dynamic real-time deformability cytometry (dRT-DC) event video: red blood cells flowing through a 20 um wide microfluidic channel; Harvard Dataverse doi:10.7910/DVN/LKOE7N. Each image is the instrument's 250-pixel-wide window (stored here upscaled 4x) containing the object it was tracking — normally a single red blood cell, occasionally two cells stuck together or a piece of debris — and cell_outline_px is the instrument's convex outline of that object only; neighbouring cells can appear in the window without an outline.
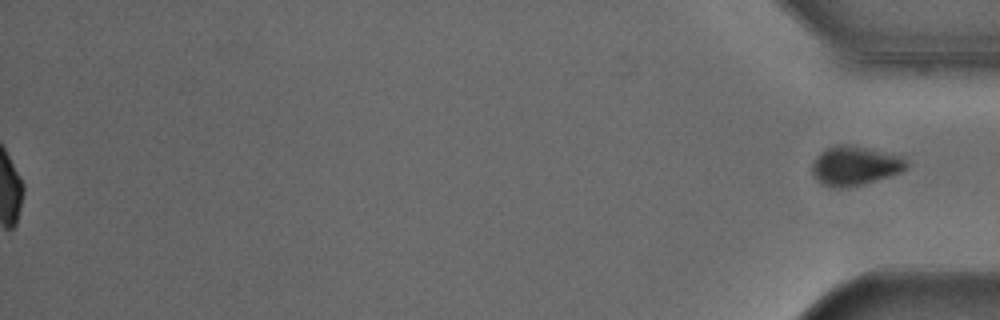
{"species": "Egyptian fruit bat (a non-hibernating species)", "species_latin": "Rousettus aegyptiacus", "temperature_condition": "cold", "stored_images_in_passage": 40, "segment_of_instrument_passage": [2, 2], "camera_frame_rate_fps": 3000, "um_per_image_px": 0.085, "animal": {"sex": "male"}, "frame": {"image": 1, "passage_image": 40, "time_ms": 13.0, "image_size_px": [1000, 320], "cell_outline_px": [[908, 168], [900, 172], [864, 184], [844, 188], [832, 188], [820, 184], [816, 180], [812, 172], [812, 164], [816, 156], [820, 152], [828, 148], [840, 144], [852, 144], [904, 156], [908, 160]], "centroid_in_image_um": [72.67, 14.09], "position_along_channel_um": 362.5, "area_um2": 21.96}}